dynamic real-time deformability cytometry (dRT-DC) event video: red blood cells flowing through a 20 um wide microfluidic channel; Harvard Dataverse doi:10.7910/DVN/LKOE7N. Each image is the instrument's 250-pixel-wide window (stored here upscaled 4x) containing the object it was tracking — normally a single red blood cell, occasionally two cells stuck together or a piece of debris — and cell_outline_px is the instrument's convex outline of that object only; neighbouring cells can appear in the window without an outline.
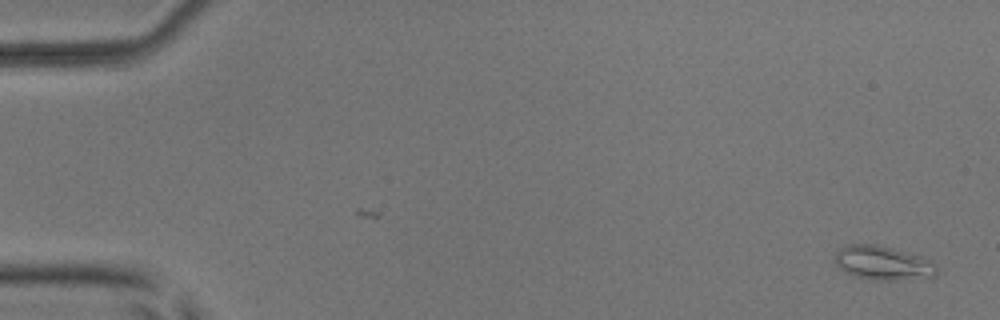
{"species": "common noctule bat (a hibernating species)", "species_latin": "Nyctalus noctula", "temperature_condition": "room temperature", "stored_images_in_passage": 2, "camera_frame_rate_fps": 3000, "um_per_image_px": 0.085, "animal": {"sex": "male", "body_mass_g": 17.9, "forearm_length_mm": 54.2}, "frame": {"image": 1, "passage_image": 2, "time_ms": 1.0, "image_size_px": [1000, 320], "cell_outline_px": [[936, 276], [932, 280], [872, 280], [856, 276], [840, 268], [836, 264], [836, 252], [840, 248], [848, 244], [876, 244], [892, 248], [920, 256], [932, 260], [936, 264]], "centroid_in_image_um": [75.15, 22.38], "position_along_channel_um": 9.8, "area_um2": 20.52}}